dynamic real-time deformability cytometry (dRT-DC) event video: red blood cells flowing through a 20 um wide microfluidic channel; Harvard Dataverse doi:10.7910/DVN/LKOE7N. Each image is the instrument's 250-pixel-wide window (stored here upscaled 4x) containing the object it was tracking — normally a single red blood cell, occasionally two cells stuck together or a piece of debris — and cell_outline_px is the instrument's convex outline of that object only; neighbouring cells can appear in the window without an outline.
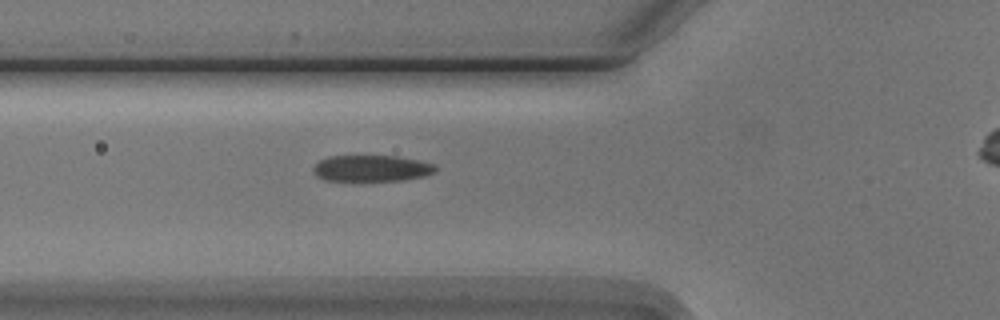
{"species": "Egyptian fruit bat (a non-hibernating species)", "species_latin": "Rousettus aegyptiacus", "temperature_condition": "cold", "stored_images_in_passage": 4, "camera_frame_rate_fps": 3000, "um_per_image_px": 0.085, "animal": {"sex": "male"}, "frame": {"image": 1, "passage_image": 3, "time_ms": 2.333, "image_size_px": [1000, 320], "cell_outline_px": [[436, 168], [432, 172], [424, 176], [404, 180], [324, 180], [316, 176], [312, 172], [312, 168], [320, 160], [328, 156], [396, 156], [416, 160], [432, 164]], "centroid_in_image_um": [31.51, 14.3], "position_along_channel_um": 94.3, "area_um2": 18.44}}